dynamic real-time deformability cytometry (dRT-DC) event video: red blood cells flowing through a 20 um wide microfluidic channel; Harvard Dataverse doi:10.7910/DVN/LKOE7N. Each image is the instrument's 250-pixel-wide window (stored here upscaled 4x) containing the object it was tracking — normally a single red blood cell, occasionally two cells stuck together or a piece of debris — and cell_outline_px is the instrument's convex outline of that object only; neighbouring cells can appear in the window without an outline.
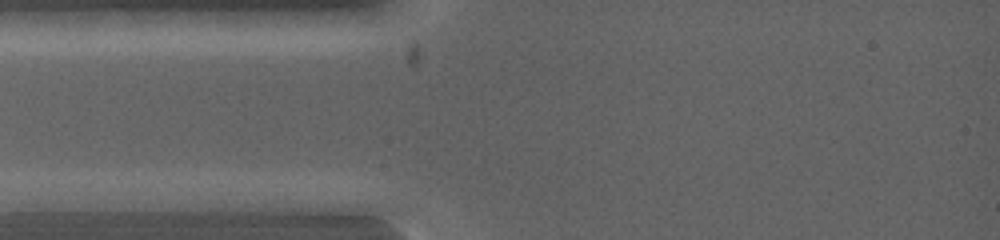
{"species": "common noctule bat (a hibernating species)", "species_latin": "Nyctalus noctula", "temperature_condition": "warm", "stored_images_in_passage": 4, "camera_frame_rate_fps": 5000, "um_per_image_px": 0.085, "animal": {"sex": "female", "body_mass_g": 19.0, "forearm_length_mm": 53.3}, "frame": {"image": 1, "passage_image": 1, "time_ms": 0.0, "image_size_px": [1000, 240], "cell_outline_px": [[160, 200], [144, 212], [16, 212], [12, 200], [40, 192], [52, 192]], "centroid_in_image_um": [6.79, 17.29], "position_along_channel_um": 78.2, "area_um2": 16.59}}